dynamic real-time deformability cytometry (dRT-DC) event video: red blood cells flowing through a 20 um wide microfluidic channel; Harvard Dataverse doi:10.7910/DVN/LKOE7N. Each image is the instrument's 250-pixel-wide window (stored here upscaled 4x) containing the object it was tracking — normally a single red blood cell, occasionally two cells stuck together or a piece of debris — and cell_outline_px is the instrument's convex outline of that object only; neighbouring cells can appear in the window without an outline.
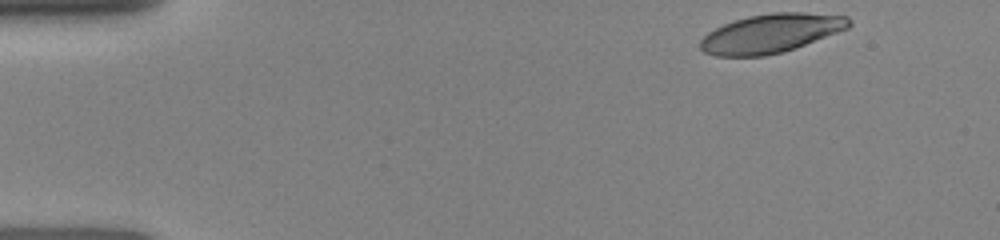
{"species": "human", "species_latin": "Homo sapiens", "temperature_condition": "room temperature", "stored_images_in_passage": 63, "camera_frame_rate_fps": 3000, "um_per_image_px": 0.085, "donor": {"sex": "female"}, "frame": {"image": 1, "passage_image": 1, "time_ms": 0.0, "image_size_px": [1000, 240], "cell_outline_px": [[852, 24], [848, 28], [784, 52], [764, 56], [716, 56], [704, 52], [700, 48], [700, 40], [708, 32], [724, 24], [748, 16], [772, 12], [800, 12], [848, 16], [852, 20]], "centroid_in_image_um": [65.53, 2.83], "position_along_channel_um": 19.5, "area_um2": 33.58}}
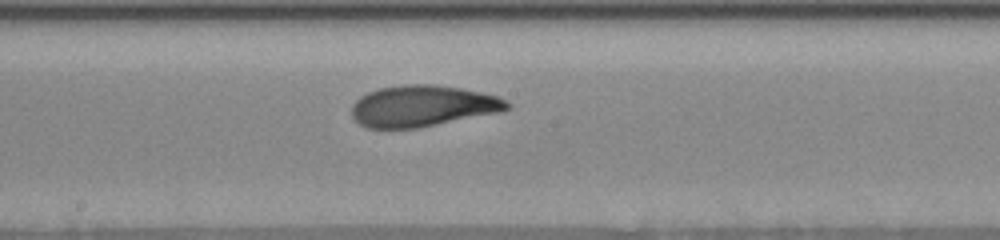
{"frame": {"image": 2, "passage_image": 35, "time_ms": 7.0, "image_size_px": [1000, 240], "cell_outline_px": [[512, 104], [508, 108], [500, 112], [416, 128], [368, 128], [360, 124], [352, 116], [352, 104], [360, 96], [368, 92], [380, 88], [404, 84], [432, 84], [460, 88], [480, 92], [496, 96]], "centroid_in_image_um": [35.89, 9.0], "position_along_channel_um": 212.3, "area_um2": 37.11}}
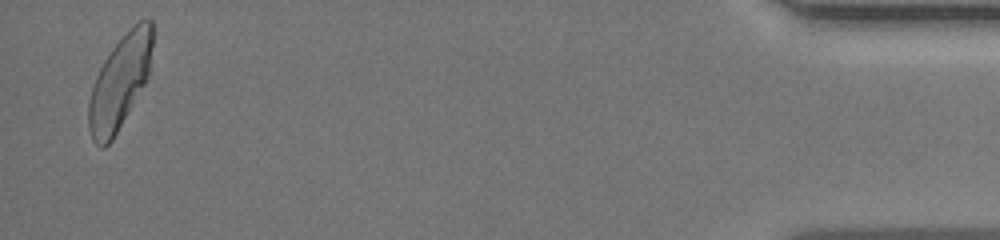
{"frame": {"image": 3, "passage_image": 62, "time_ms": 14.0, "image_size_px": [1000, 240], "cell_outline_px": [[152, 48], [148, 76], [144, 84], [112, 140], [104, 148], [100, 148], [92, 140], [88, 128], [88, 104], [92, 88], [96, 76], [104, 60], [112, 48], [132, 24], [140, 20], [152, 20]], "centroid_in_image_um": [10.16, 6.99], "position_along_channel_um": 425.0, "area_um2": 34.39}}